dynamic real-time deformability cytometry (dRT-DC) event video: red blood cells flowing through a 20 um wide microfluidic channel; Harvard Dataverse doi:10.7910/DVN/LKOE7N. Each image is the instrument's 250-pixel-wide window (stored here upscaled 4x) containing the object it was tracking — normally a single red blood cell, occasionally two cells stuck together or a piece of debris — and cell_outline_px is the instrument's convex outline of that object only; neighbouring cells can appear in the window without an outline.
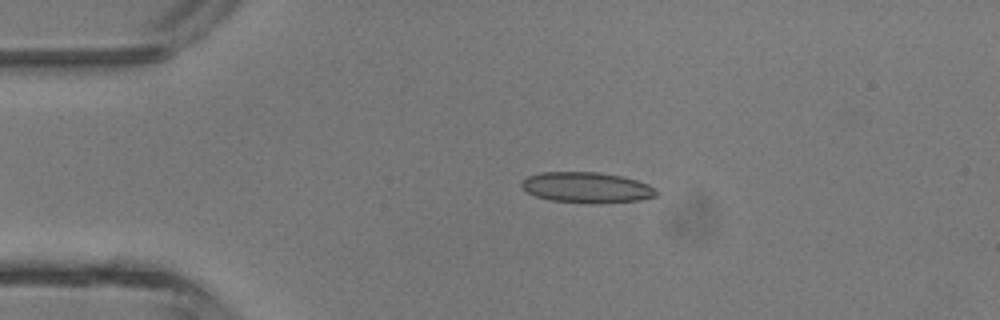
{"species": "common noctule bat (a hibernating species)", "species_latin": "Nyctalus noctula", "temperature_condition": "room temperature", "stored_images_in_passage": 5, "camera_frame_rate_fps": 3000, "um_per_image_px": 0.085, "animal": {"sex": "male", "body_mass_g": 13.3}, "frame": {"image": 1, "passage_image": 3, "time_ms": 2.333, "image_size_px": [1000, 320], "cell_outline_px": [[660, 192], [656, 196], [640, 200], [548, 200], [536, 196], [528, 192], [520, 184], [528, 176], [540, 172], [596, 172], [624, 176], [648, 184], [656, 188]], "centroid_in_image_um": [49.88, 15.87], "position_along_channel_um": 35.1, "area_um2": 22.95}}
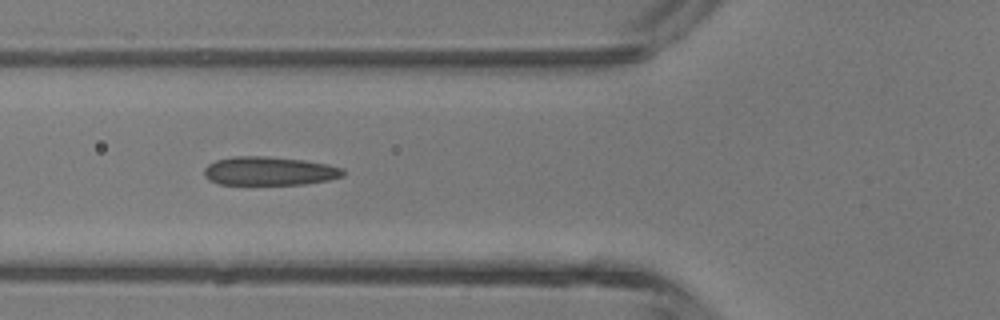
{"frame": {"image": 2, "passage_image": 5, "time_ms": 4.667, "image_size_px": [1000, 320], "cell_outline_px": [[344, 176], [328, 180], [304, 184], [220, 184], [208, 180], [204, 176], [204, 168], [208, 164], [216, 160], [232, 156], [268, 156], [304, 160], [328, 164], [344, 168]], "centroid_in_image_um": [22.89, 14.53], "position_along_channel_um": 102.9, "area_um2": 23.35}}